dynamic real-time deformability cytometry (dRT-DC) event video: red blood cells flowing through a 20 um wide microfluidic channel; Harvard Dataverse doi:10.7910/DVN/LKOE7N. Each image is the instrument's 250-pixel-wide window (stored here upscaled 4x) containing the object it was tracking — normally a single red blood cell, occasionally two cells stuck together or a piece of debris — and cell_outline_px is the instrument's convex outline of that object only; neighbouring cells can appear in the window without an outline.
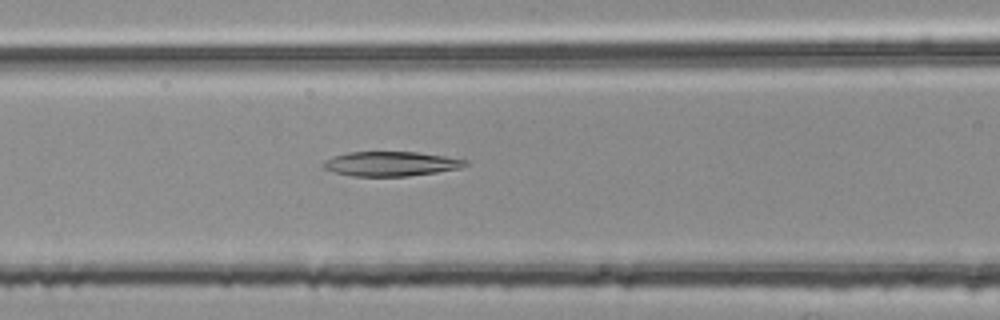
{"species": "common noctule bat (a hibernating species)", "species_latin": "Nyctalus noctula", "temperature_condition": "room temperature", "stored_images_in_passage": 35, "camera_frame_rate_fps": 3000, "um_per_image_px": 0.085, "animal": {"sex": "female", "body_mass_g": 25.1}, "frame": {"image": 1, "passage_image": 11, "time_ms": 3.333, "image_size_px": [1000, 320], "cell_outline_px": [[468, 164], [460, 168], [436, 172], [408, 176], [352, 176], [336, 172], [324, 168], [324, 160], [332, 156], [348, 152], [416, 152], [444, 156], [468, 160]], "centroid_in_image_um": [33.23, 13.92], "position_along_channel_um": 133.4, "area_um2": 20.17}}
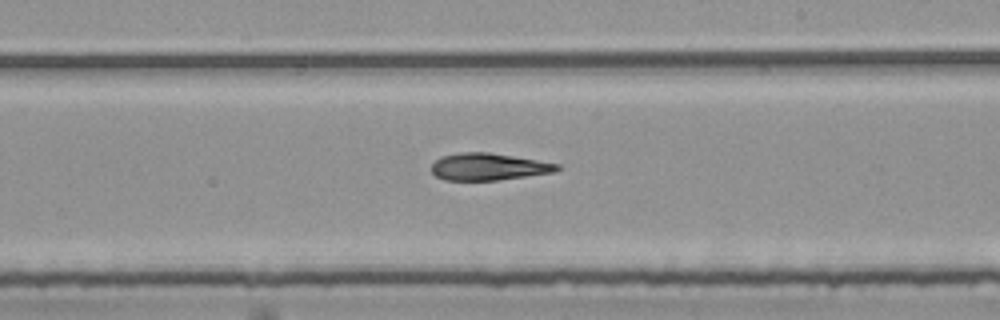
{"frame": {"image": 2, "passage_image": 20, "time_ms": 6.333, "image_size_px": [1000, 320], "cell_outline_px": [[564, 168], [556, 172], [528, 176], [496, 180], [444, 180], [436, 176], [432, 172], [432, 164], [440, 156], [460, 152], [488, 152], [560, 164]], "centroid_in_image_um": [41.55, 14.17], "position_along_channel_um": 247.5, "area_um2": 19.88}}
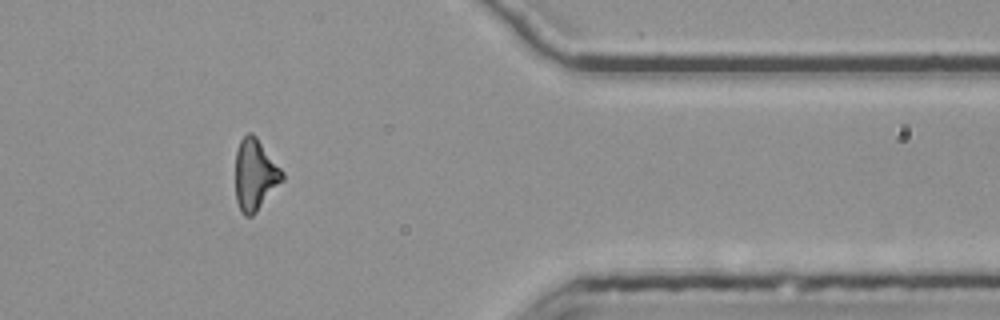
{"frame": {"image": 3, "passage_image": 33, "time_ms": 10.667, "image_size_px": [1000, 320], "cell_outline_px": [[284, 180], [256, 212], [252, 216], [244, 216], [240, 212], [236, 200], [236, 152], [240, 140], [248, 132], [252, 132], [256, 136], [284, 172]], "centroid_in_image_um": [21.68, 14.86], "position_along_channel_um": 389.7, "area_um2": 19.54}}